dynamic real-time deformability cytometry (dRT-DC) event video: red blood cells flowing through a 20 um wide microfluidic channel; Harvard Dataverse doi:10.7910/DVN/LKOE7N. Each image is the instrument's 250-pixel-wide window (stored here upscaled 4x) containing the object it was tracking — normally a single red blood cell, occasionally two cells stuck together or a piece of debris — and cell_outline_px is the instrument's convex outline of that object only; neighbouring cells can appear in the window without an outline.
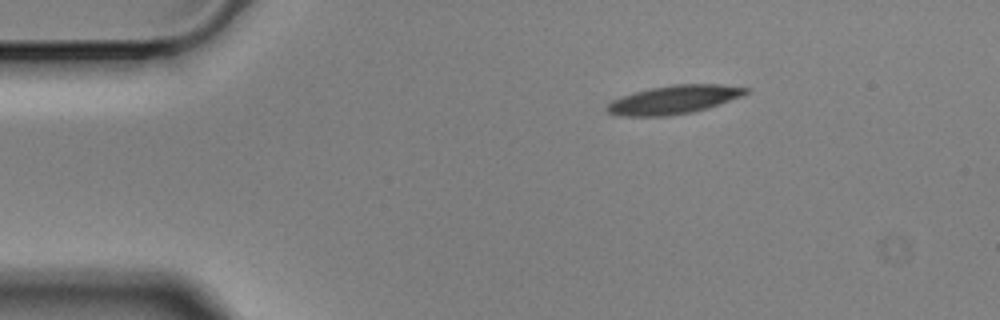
{"species": "Egyptian fruit bat (a non-hibernating species)", "species_latin": "Rousettus aegyptiacus", "temperature_condition": "cold", "stored_images_in_passage": 2, "camera_frame_rate_fps": 3000, "um_per_image_px": 0.085, "animal": {"sex": "male"}, "frame": {"image": 1, "passage_image": 2, "time_ms": 0.333, "image_size_px": [1000, 320], "cell_outline_px": [[752, 92], [708, 108], [692, 112], [668, 116], [624, 116], [608, 112], [604, 108], [612, 100], [620, 96], [648, 88], [672, 84], [720, 84], [752, 88]], "centroid_in_image_um": [57.31, 8.46], "position_along_channel_um": 27.7, "area_um2": 23.29}}